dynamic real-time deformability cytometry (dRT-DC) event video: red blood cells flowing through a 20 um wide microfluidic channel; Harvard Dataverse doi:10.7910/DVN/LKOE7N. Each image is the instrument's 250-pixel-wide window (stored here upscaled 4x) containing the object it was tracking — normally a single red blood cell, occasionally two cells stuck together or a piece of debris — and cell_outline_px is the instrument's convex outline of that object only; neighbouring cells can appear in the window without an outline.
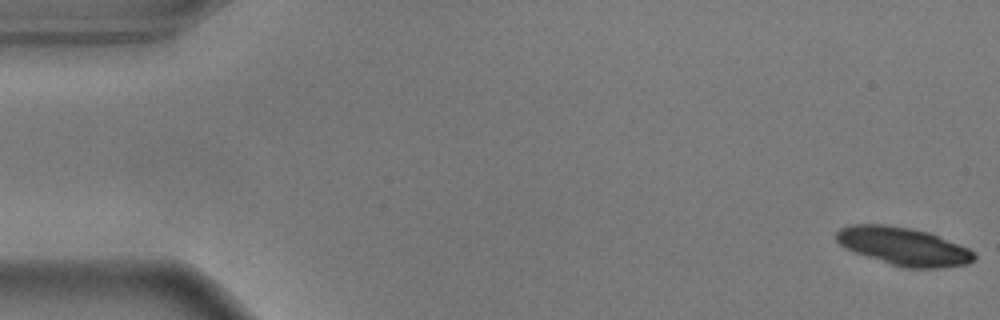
{"species": "common noctule bat (a hibernating species)", "species_latin": "Nyctalus noctula", "temperature_condition": "warm", "stored_images_in_passage": 55, "camera_frame_rate_fps": 3000, "um_per_image_px": 0.085, "animal": {"sex": "male", "body_mass_g": 17.9}, "frame": {"image": 1, "passage_image": 1, "time_ms": 0.0, "image_size_px": [1000, 320], "cell_outline_px": [[976, 260], [968, 264], [936, 268], [904, 268], [844, 248], [836, 240], [836, 232], [840, 228], [852, 224], [884, 224], [912, 228], [928, 232], [968, 248], [976, 252]], "centroid_in_image_um": [76.82, 20.93], "position_along_channel_um": 8.2, "area_um2": 30.4}}